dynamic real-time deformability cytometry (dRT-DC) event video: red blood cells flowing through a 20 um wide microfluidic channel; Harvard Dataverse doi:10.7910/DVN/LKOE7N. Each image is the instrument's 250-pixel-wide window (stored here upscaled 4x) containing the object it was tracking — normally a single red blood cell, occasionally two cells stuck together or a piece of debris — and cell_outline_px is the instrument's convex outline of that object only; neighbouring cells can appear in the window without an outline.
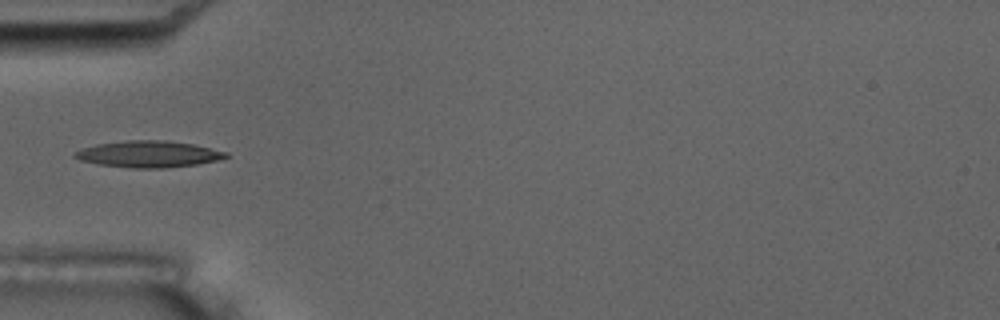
{"species": "common noctule bat (a hibernating species)", "species_latin": "Nyctalus noctula", "temperature_condition": "room temperature", "stored_images_in_passage": 6, "camera_frame_rate_fps": 3000, "um_per_image_px": 0.085, "animal": {"sex": "male", "body_mass_g": 17.5, "forearm_length_mm": 52.3}, "frame": {"image": 1, "passage_image": 6, "time_ms": 5.667, "image_size_px": [1000, 320], "cell_outline_px": [[228, 156], [216, 160], [196, 164], [164, 168], [136, 168], [100, 164], [80, 160], [72, 156], [76, 152], [84, 148], [96, 144], [128, 140], [164, 140], [192, 144], [228, 152]], "centroid_in_image_um": [12.62, 13.09], "position_along_channel_um": 72.4, "area_um2": 22.95}}